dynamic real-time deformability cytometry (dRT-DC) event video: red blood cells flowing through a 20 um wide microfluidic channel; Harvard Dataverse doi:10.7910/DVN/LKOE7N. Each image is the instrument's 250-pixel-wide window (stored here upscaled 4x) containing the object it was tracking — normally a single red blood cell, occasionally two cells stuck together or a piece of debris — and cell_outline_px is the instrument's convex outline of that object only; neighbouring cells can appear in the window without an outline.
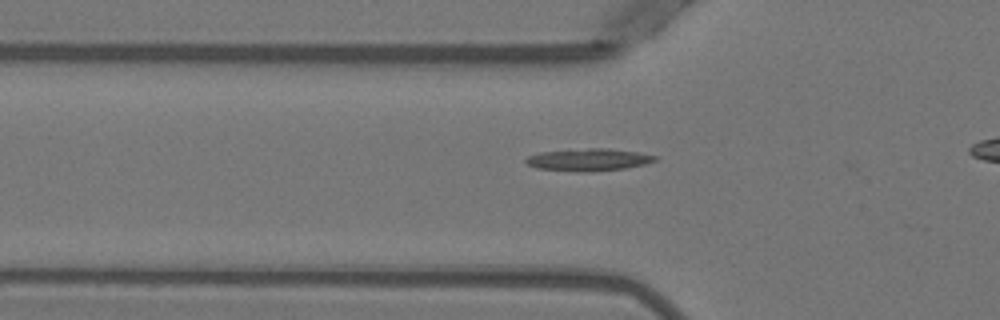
{"species": "Egyptian fruit bat (a non-hibernating species)", "species_latin": "Rousettus aegyptiacus", "temperature_condition": "warm", "stored_images_in_passage": 27, "camera_frame_rate_fps": 3000, "um_per_image_px": 0.085, "animal": {"sex": "female"}, "frame": {"image": 1, "passage_image": 2, "time_ms": 0.333, "image_size_px": [1000, 320], "cell_outline_px": [[660, 156], [656, 160], [644, 164], [624, 168], [536, 168], [528, 164], [524, 160], [528, 156], [540, 152], [588, 148], [608, 148], [636, 152]], "centroid_in_image_um": [50.08, 13.5], "position_along_channel_um": 75.7, "area_um2": 15.32}}
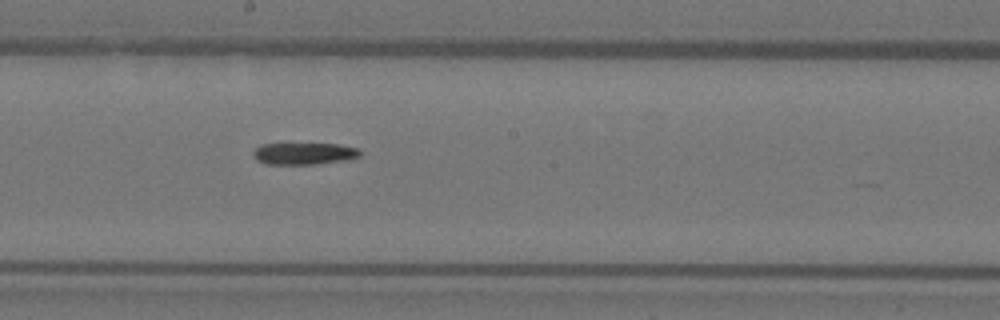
{"frame": {"image": 2, "passage_image": 13, "time_ms": 4.0, "image_size_px": [1000, 320], "cell_outline_px": [[360, 156], [344, 160], [316, 164], [264, 164], [256, 160], [252, 156], [252, 152], [260, 144], [280, 140], [288, 140], [340, 144], [360, 148]], "centroid_in_image_um": [25.75, 12.97], "position_along_channel_um": 222.5, "area_um2": 14.97}}
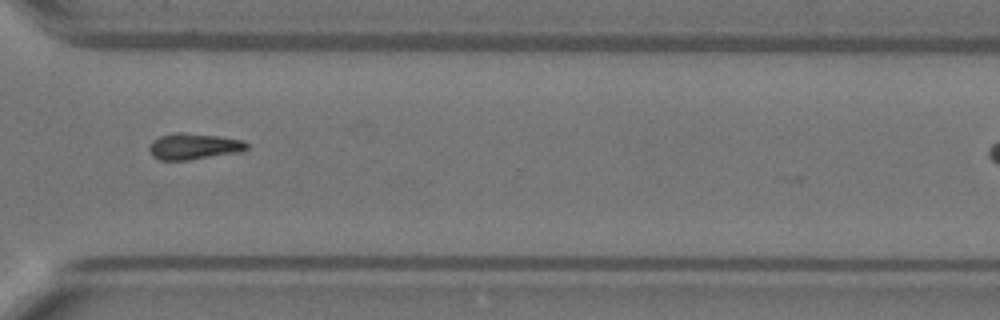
{"frame": {"image": 3, "passage_image": 23, "time_ms": 7.333, "image_size_px": [1000, 320], "cell_outline_px": [[248, 148], [244, 152], [188, 160], [160, 160], [152, 156], [148, 148], [152, 140], [160, 136], [176, 132], [184, 132], [216, 136], [244, 140], [248, 144]], "centroid_in_image_um": [16.49, 12.45], "position_along_channel_um": 354.1, "area_um2": 15.09}}